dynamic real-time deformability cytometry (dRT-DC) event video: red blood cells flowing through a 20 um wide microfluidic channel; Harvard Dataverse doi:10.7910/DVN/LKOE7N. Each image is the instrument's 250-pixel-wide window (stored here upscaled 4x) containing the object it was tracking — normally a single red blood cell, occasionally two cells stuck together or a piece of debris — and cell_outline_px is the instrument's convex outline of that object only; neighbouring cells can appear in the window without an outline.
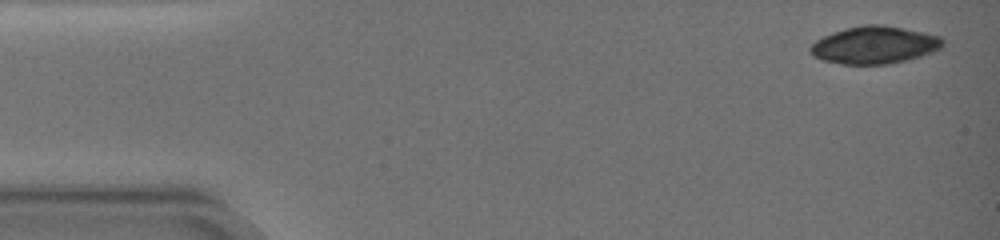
{"species": "common noctule bat (a hibernating species)", "species_latin": "Nyctalus noctula", "temperature_condition": "warm", "stored_images_in_passage": 25, "camera_frame_rate_fps": 3000, "um_per_image_px": 0.085, "animal": {"sex": "female", "body_mass_g": 19.0, "forearm_length_mm": 51.5}, "frame": {"image": 1, "passage_image": 1, "time_ms": 0.0, "image_size_px": [1000, 240], "cell_outline_px": [[944, 44], [940, 48], [932, 52], [908, 60], [888, 64], [840, 64], [820, 60], [812, 56], [808, 52], [808, 48], [816, 40], [832, 32], [844, 28], [864, 24], [884, 24], [924, 32], [940, 36], [944, 40]], "centroid_in_image_um": [74.29, 3.82], "position_along_channel_um": 10.7, "area_um2": 29.3}}
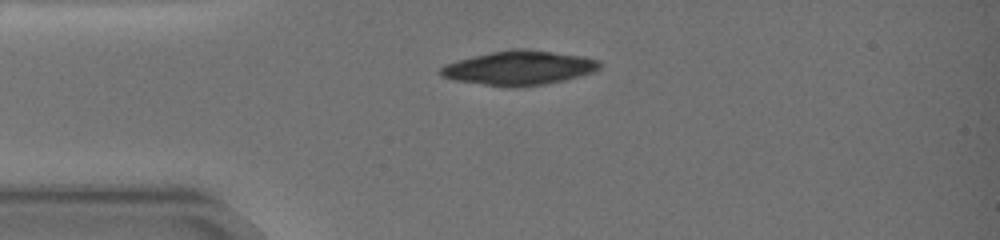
{"frame": {"image": 2, "passage_image": 14, "time_ms": 4.0, "image_size_px": [1000, 240], "cell_outline_px": [[600, 68], [592, 72], [580, 76], [564, 80], [544, 84], [516, 88], [504, 88], [452, 80], [440, 76], [436, 72], [444, 64], [456, 60], [472, 56], [512, 48], [524, 48], [584, 56], [600, 60]], "centroid_in_image_um": [44.06, 5.78], "position_along_channel_um": 40.9, "area_um2": 32.37}}
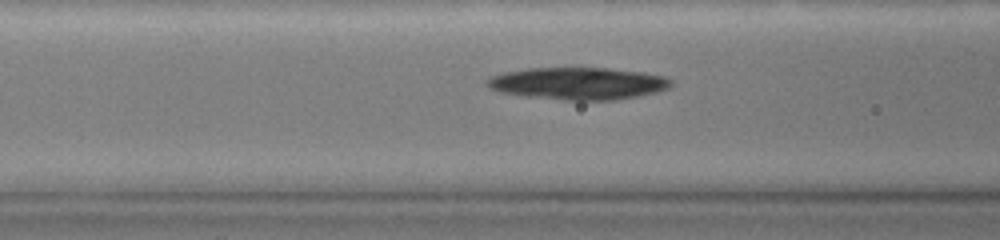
{"frame": {"image": 3, "passage_image": 23, "time_ms": 7.0, "image_size_px": [1000, 240], "cell_outline_px": [[672, 84], [668, 88], [656, 92], [640, 96], [612, 100], [564, 100], [524, 96], [500, 92], [488, 88], [484, 84], [484, 80], [488, 76], [504, 72], [528, 68], [608, 68], [644, 72], [664, 76], [672, 80]], "centroid_in_image_um": [49.09, 7.09], "position_along_channel_um": 117.5, "area_um2": 34.91}}